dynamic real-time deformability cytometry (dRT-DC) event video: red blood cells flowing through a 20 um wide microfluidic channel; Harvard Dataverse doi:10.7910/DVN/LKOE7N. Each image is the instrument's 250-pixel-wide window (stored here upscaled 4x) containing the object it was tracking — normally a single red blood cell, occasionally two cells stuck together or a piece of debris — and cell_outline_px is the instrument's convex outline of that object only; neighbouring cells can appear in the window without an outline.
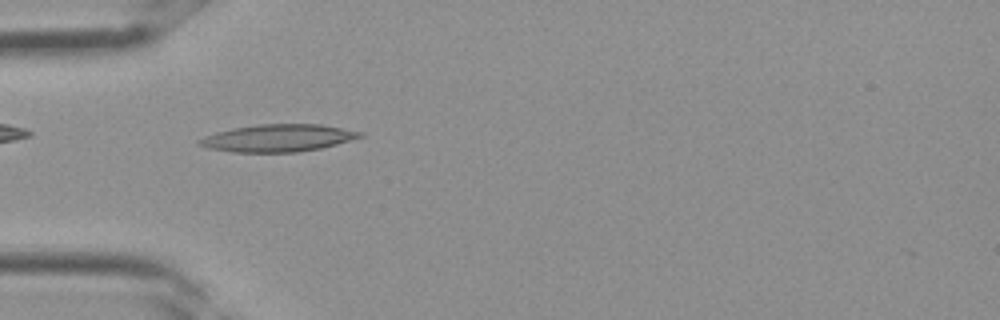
{"species": "Egyptian fruit bat (a non-hibernating species)", "species_latin": "Rousettus aegyptiacus", "temperature_condition": "room temperature", "stored_images_in_passage": 4, "camera_frame_rate_fps": 3000, "um_per_image_px": 0.085, "frame": {"image": 1, "passage_image": 3, "time_ms": 0.667, "image_size_px": [1000, 320], "cell_outline_px": [[364, 136], [336, 144], [320, 148], [296, 152], [232, 152], [208, 148], [196, 144], [196, 140], [204, 136], [216, 132], [232, 128], [256, 124], [320, 124], [364, 132]], "centroid_in_image_um": [23.59, 11.73], "position_along_channel_um": 61.4, "area_um2": 25.66}}
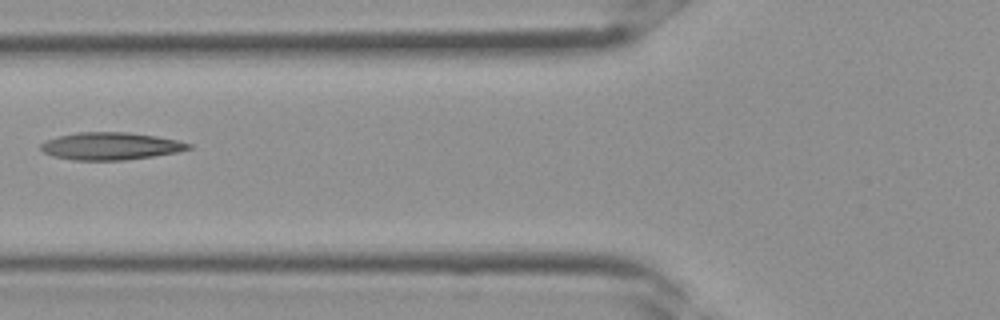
{"frame": {"image": 2, "passage_image": 4, "time_ms": 1.0, "image_size_px": [1000, 320], "cell_outline_px": [[192, 148], [176, 152], [152, 156], [124, 160], [72, 160], [52, 156], [44, 152], [40, 148], [40, 144], [44, 140], [76, 132], [128, 132], [156, 136], [176, 140], [192, 144]], "centroid_in_image_um": [9.36, 12.41], "position_along_channel_um": 116.4, "area_um2": 23.58}}